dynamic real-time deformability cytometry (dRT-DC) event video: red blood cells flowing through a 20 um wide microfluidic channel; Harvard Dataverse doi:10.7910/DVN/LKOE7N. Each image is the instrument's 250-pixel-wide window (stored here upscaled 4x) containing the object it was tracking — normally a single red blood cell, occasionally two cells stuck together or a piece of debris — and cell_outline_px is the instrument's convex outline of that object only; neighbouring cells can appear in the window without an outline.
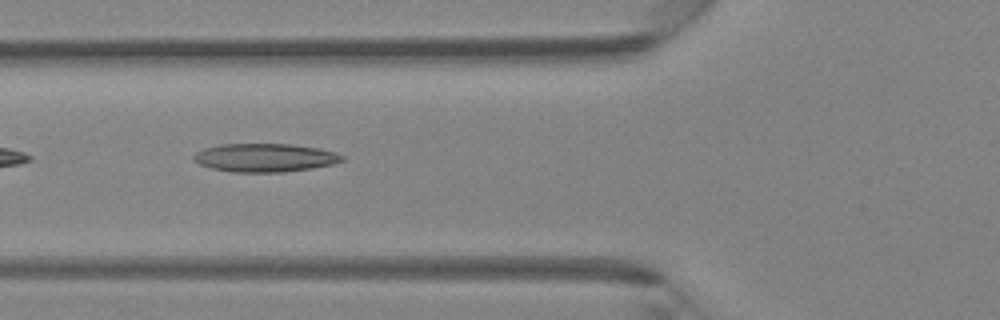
{"species": "Egyptian fruit bat (a non-hibernating species)", "species_latin": "Rousettus aegyptiacus", "temperature_condition": "room temperature", "stored_images_in_passage": 12, "camera_frame_rate_fps": 3000, "um_per_image_px": 0.085, "animal": {"sex": "female"}, "frame": {"image": 1, "passage_image": 3, "time_ms": 0.667, "image_size_px": [1000, 320], "cell_outline_px": [[344, 160], [332, 164], [312, 168], [284, 172], [232, 172], [212, 168], [200, 164], [192, 160], [192, 156], [196, 152], [204, 148], [220, 144], [288, 144], [320, 148], [336, 152], [344, 156]], "centroid_in_image_um": [22.51, 13.4], "position_along_channel_um": 103.3, "area_um2": 24.62}}
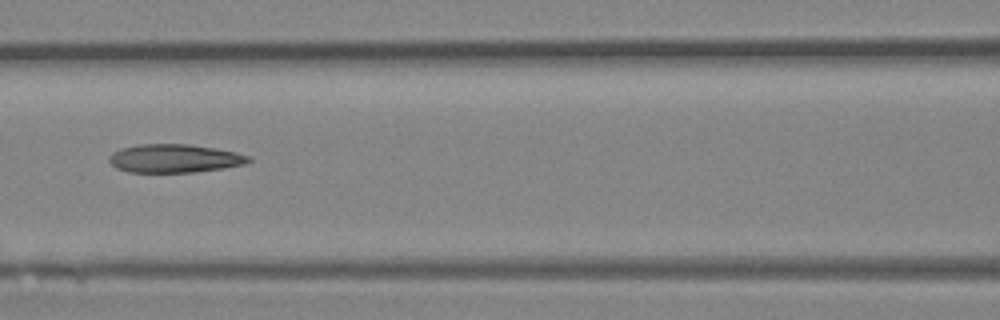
{"frame": {"image": 2, "passage_image": 6, "time_ms": 1.667, "image_size_px": [1000, 320], "cell_outline_px": [[252, 160], [244, 164], [224, 168], [196, 172], [128, 172], [116, 168], [108, 160], [108, 156], [112, 152], [120, 148], [136, 144], [188, 144], [216, 148], [236, 152], [252, 156]], "centroid_in_image_um": [14.83, 13.46], "position_along_channel_um": 151.8, "area_um2": 23.35}}